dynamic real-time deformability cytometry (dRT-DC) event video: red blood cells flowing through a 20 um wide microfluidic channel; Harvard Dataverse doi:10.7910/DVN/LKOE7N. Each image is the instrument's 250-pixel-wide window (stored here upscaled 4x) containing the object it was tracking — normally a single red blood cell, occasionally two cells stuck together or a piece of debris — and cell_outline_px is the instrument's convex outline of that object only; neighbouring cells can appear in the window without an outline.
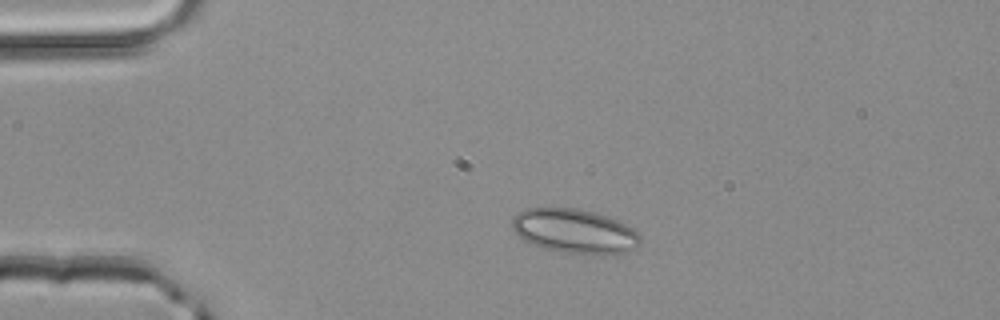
{"species": "common noctule bat (a hibernating species)", "species_latin": "Nyctalus noctula", "temperature_condition": "room temperature", "stored_images_in_passage": 2, "camera_frame_rate_fps": 3000, "um_per_image_px": 0.085, "animal": {"sex": "male", "body_mass_g": 20.4}, "frame": {"image": 1, "passage_image": 1, "time_ms": 0.0, "image_size_px": [1000, 320], "cell_outline_px": [[640, 244], [636, 248], [628, 252], [604, 256], [600, 256], [564, 252], [540, 248], [524, 240], [512, 228], [512, 216], [516, 212], [524, 208], [576, 208], [608, 216], [632, 228], [640, 236]], "centroid_in_image_um": [48.83, 19.67], "position_along_channel_um": 36.2, "area_um2": 33.52}}